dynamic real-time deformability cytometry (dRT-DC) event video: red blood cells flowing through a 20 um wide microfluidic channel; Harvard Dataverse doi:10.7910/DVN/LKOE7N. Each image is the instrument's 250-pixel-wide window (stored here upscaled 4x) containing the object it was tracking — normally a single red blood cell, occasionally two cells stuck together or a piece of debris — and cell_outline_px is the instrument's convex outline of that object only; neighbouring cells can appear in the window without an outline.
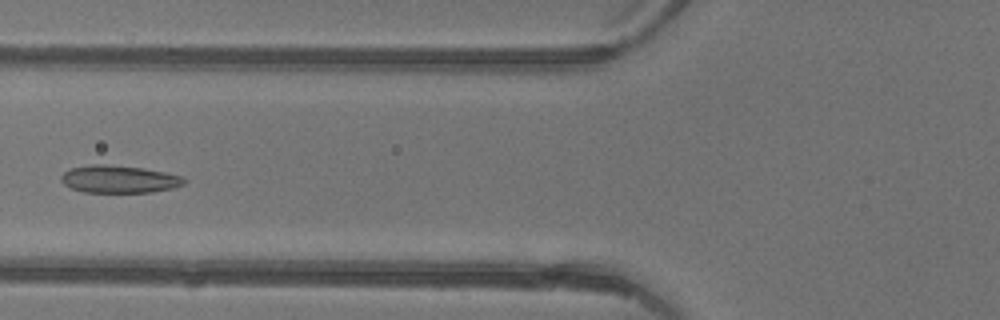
{"species": "common noctule bat (a hibernating species)", "species_latin": "Nyctalus noctula", "temperature_condition": "warm", "stored_images_in_passage": 5, "camera_frame_rate_fps": 3000, "um_per_image_px": 0.085, "animal": {"sex": "female"}, "frame": {"image": 1, "passage_image": 5, "time_ms": 1.333, "image_size_px": [1000, 320], "cell_outline_px": [[184, 184], [172, 188], [152, 192], [84, 192], [72, 188], [64, 184], [60, 180], [60, 176], [68, 168], [92, 164], [104, 164], [144, 168], [184, 176]], "centroid_in_image_um": [10.09, 15.22], "position_along_channel_um": 115.7, "area_um2": 19.77}}